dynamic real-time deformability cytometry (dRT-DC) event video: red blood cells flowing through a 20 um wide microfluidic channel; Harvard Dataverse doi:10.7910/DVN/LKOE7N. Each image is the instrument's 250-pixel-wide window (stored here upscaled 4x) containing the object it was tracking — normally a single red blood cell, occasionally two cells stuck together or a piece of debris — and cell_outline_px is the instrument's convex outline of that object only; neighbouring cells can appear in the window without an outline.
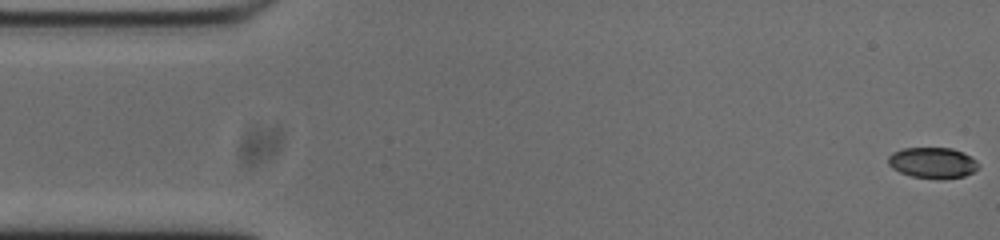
{"species": "common noctule bat (a hibernating species)", "species_latin": "Nyctalus noctula", "temperature_condition": "cold", "stored_images_in_passage": 54, "camera_frame_rate_fps": 3000, "um_per_image_px": 0.085, "animal": {"sex": "male", "body_mass_g": 20.0, "forearm_length_mm": 53.3}, "frame": {"image": 1, "passage_image": 1, "time_ms": 0.0, "image_size_px": [1000, 240], "cell_outline_px": [[980, 164], [972, 172], [964, 176], [940, 180], [912, 176], [900, 172], [892, 168], [888, 164], [888, 156], [892, 152], [904, 148], [952, 148], [976, 160]], "centroid_in_image_um": [79.24, 13.85], "position_along_channel_um": 5.8, "area_um2": 16.18}}
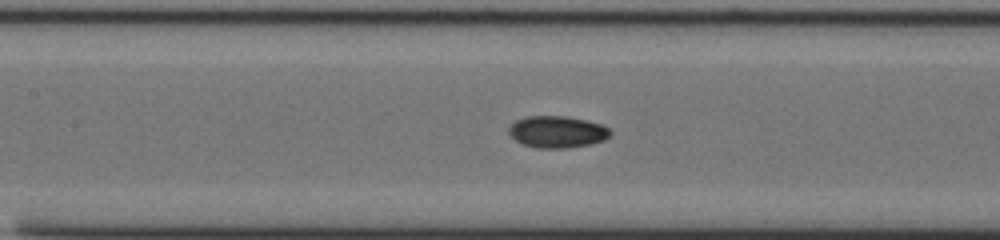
{"frame": {"image": 2, "passage_image": 23, "time_ms": 7.333, "image_size_px": [1000, 240], "cell_outline_px": [[612, 132], [604, 140], [592, 144], [568, 148], [536, 148], [524, 144], [516, 140], [508, 132], [508, 128], [516, 120], [524, 116], [564, 116], [588, 120], [600, 124], [608, 128]], "centroid_in_image_um": [47.36, 11.2], "position_along_channel_um": 160.0, "area_um2": 18.84}}
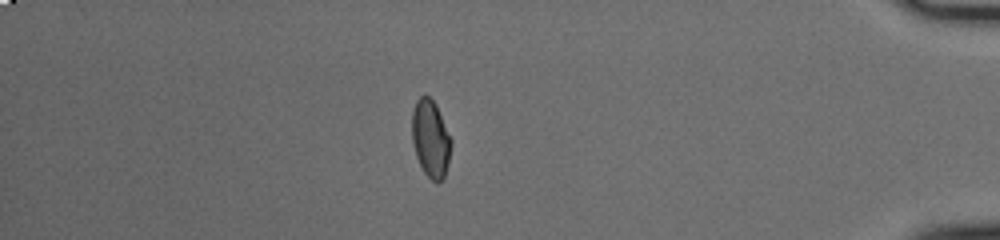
{"frame": {"image": 3, "passage_image": 46, "time_ms": 15.0, "image_size_px": [1000, 240], "cell_outline_px": [[452, 144], [444, 176], [436, 184], [424, 172], [416, 156], [412, 144], [412, 112], [416, 100], [420, 96], [428, 96], [436, 104], [452, 140]], "centroid_in_image_um": [36.59, 11.77], "position_along_channel_um": 398.6, "area_um2": 17.57}, "authors_computed_cell_mechanics": {"area_um2": 17.6868, "velocity_mm_per_s": 3.7523, "shape_relaxation_time_tau1_ms": 4.7206, "shape_relaxation_time_tau2_ms": 2.6916, "deformation_change_tau1": 0.1194, "deformation_change_tau2": 0.0483}}